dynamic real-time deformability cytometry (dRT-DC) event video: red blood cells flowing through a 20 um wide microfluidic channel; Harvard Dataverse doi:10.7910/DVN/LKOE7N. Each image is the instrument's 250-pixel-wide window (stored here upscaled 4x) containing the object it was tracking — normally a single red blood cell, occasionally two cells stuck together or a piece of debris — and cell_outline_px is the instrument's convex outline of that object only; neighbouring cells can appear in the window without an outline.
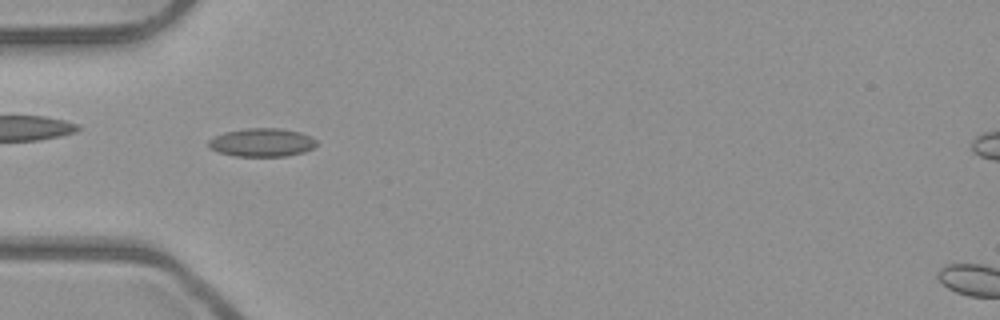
{"species": "common noctule bat (a hibernating species)", "species_latin": "Nyctalus noctula", "temperature_condition": "room temperature", "stored_images_in_passage": 37, "camera_frame_rate_fps": 3000, "um_per_image_px": 0.085, "animal": {"sex": "male", "body_mass_g": 23.1, "forearm_length_mm": 52.7}, "frame": {"image": 1, "passage_image": 2, "time_ms": 0.333, "image_size_px": [1000, 320], "cell_outline_px": [[316, 144], [312, 148], [304, 152], [288, 156], [236, 156], [220, 152], [212, 148], [208, 144], [208, 140], [224, 132], [248, 128], [280, 128], [300, 132], [316, 140]], "centroid_in_image_um": [22.28, 12.11], "position_along_channel_um": 62.7, "area_um2": 17.63}}
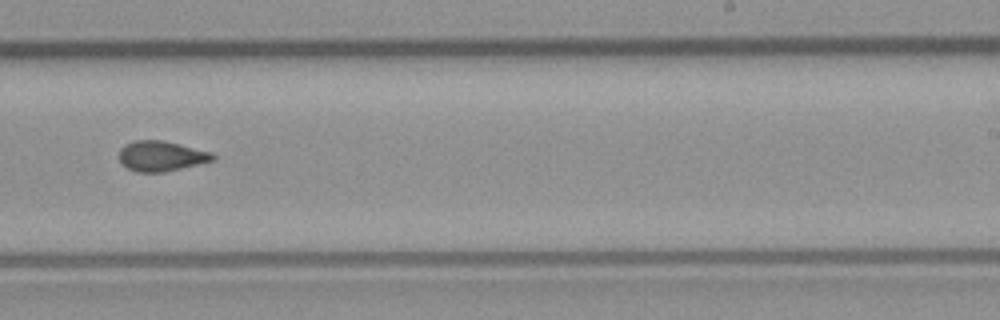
{"frame": {"image": 2, "passage_image": 18, "time_ms": 5.667, "image_size_px": [1000, 320], "cell_outline_px": [[216, 160], [164, 172], [136, 172], [128, 168], [120, 160], [120, 148], [124, 144], [136, 140], [164, 140], [212, 152], [216, 156]], "centroid_in_image_um": [13.73, 13.26], "position_along_channel_um": 275.3, "area_um2": 16.53}}
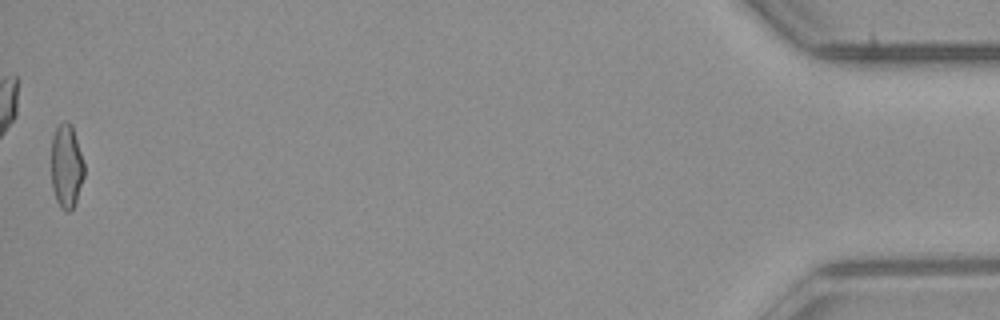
{"frame": {"image": 3, "passage_image": 37, "time_ms": 12.0, "image_size_px": [1000, 320], "cell_outline_px": [[84, 176], [76, 200], [72, 208], [68, 212], [64, 212], [60, 208], [56, 200], [52, 188], [52, 136], [56, 128], [64, 120], [68, 120], [72, 124], [84, 164]], "centroid_in_image_um": [5.64, 14.12], "position_along_channel_um": 429.6, "area_um2": 16.07}, "authors_computed_cell_mechanics": {"area_um2": 16.2996, "velocity_mm_per_s": 4.0008, "shape_relaxation_time_tau1_ms": null, "shape_relaxation_time_tau2_ms": 2.5133, "deformation_change_tau1": null, "deformation_change_tau2": 0.0873}}